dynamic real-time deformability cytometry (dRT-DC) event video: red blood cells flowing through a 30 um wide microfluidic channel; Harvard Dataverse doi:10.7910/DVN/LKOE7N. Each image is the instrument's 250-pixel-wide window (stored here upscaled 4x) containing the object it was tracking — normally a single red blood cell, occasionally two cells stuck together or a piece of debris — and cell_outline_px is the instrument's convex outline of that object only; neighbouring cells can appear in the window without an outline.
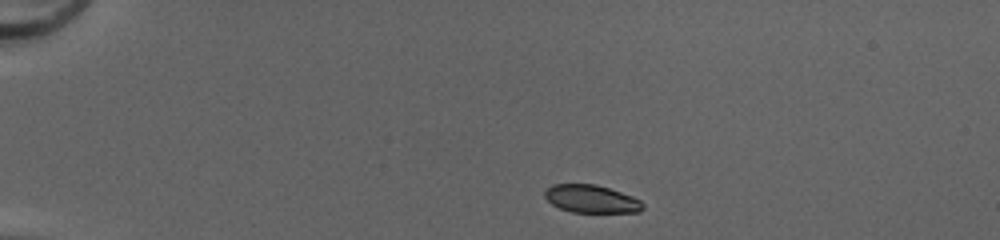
{"species": "common noctule bat (a hibernating species)", "species_latin": "Nyctalus noctula", "temperature_condition": "cold", "stored_images_in_passage": 40, "camera_frame_rate_fps": 3000, "um_per_image_px": 0.085, "animal": {"sex": "female", "body_mass_g": 20.0, "forearm_length_mm": 54.0}, "frame": {"image": 1, "passage_image": 1, "time_ms": 0.0, "image_size_px": [1000, 240], "cell_outline_px": [[644, 208], [640, 212], [572, 212], [560, 208], [552, 204], [544, 196], [544, 192], [552, 184], [596, 184], [632, 196], [640, 200], [644, 204]], "centroid_in_image_um": [50.27, 16.91], "position_along_channel_um": 34.7, "area_um2": 15.84}}
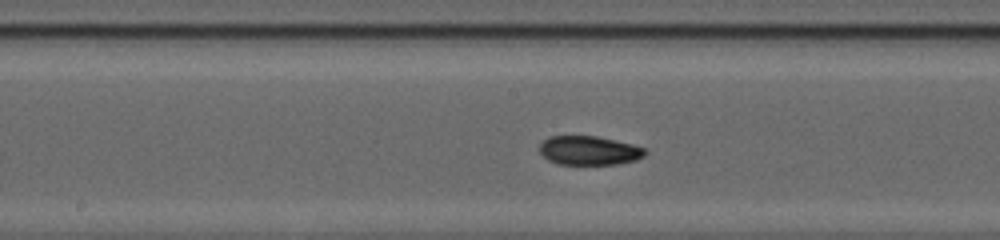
{"frame": {"image": 2, "passage_image": 18, "time_ms": 5.667, "image_size_px": [1000, 240], "cell_outline_px": [[648, 152], [644, 156], [636, 160], [620, 164], [556, 164], [548, 160], [540, 152], [540, 144], [548, 136], [596, 136], [632, 144], [644, 148]], "centroid_in_image_um": [50.08, 12.8], "position_along_channel_um": 198.1, "area_um2": 17.86}}
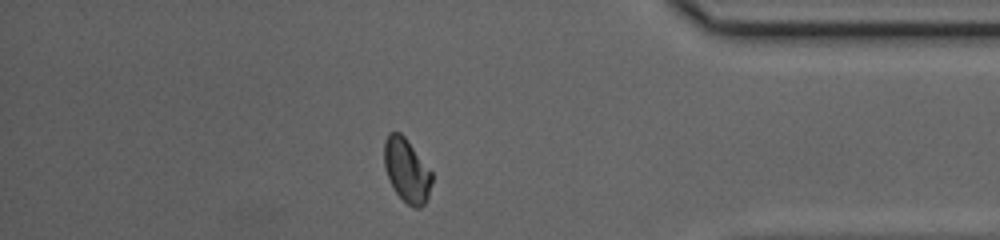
{"frame": {"image": 3, "passage_image": 34, "time_ms": 11.0, "image_size_px": [1000, 240], "cell_outline_px": [[432, 180], [428, 196], [424, 204], [420, 208], [412, 208], [396, 192], [388, 176], [384, 164], [384, 140], [388, 132], [400, 132], [404, 136], [432, 172]], "centroid_in_image_um": [34.57, 14.47], "position_along_channel_um": 400.6, "area_um2": 17.46}, "authors_computed_cell_mechanics": {"area_um2": 17.8313, "velocity_mm_per_s": 4.2027, "shape_relaxation_time_tau1_ms": 5.9596, "shape_relaxation_time_tau2_ms": 1.9466, "deformation_change_tau1": 0.1806, "deformation_change_tau2": 0.065}}